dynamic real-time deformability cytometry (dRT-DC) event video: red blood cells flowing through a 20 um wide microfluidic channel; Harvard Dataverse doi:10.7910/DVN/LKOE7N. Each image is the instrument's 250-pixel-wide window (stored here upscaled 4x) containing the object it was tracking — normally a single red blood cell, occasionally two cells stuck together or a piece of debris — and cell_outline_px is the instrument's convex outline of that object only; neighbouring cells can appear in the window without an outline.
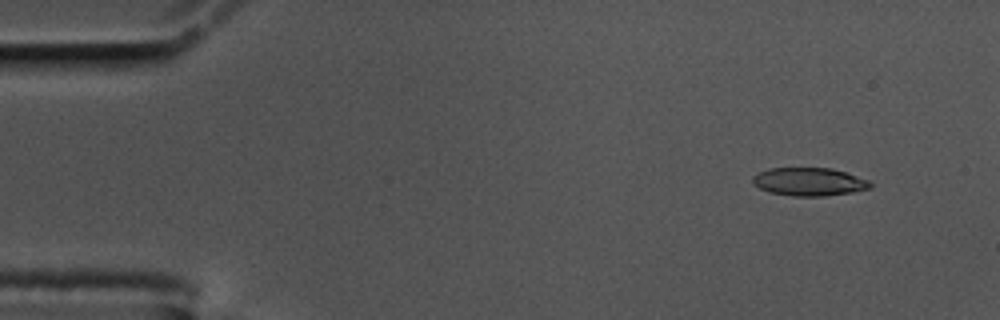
{"species": "common noctule bat (a hibernating species)", "species_latin": "Nyctalus noctula", "temperature_condition": "cold", "stored_images_in_passage": 57, "camera_frame_rate_fps": 3000, "um_per_image_px": 0.085, "animal": {"sex": "male", "body_mass_g": 17.5, "forearm_length_mm": 52.3}, "frame": {"image": 1, "passage_image": 5, "time_ms": 1.333, "image_size_px": [1000, 320], "cell_outline_px": [[872, 188], [852, 192], [824, 196], [792, 196], [768, 192], [760, 188], [752, 180], [752, 176], [768, 168], [832, 168], [868, 180], [872, 184]], "centroid_in_image_um": [68.78, 15.45], "position_along_channel_um": 16.2, "area_um2": 19.19}}
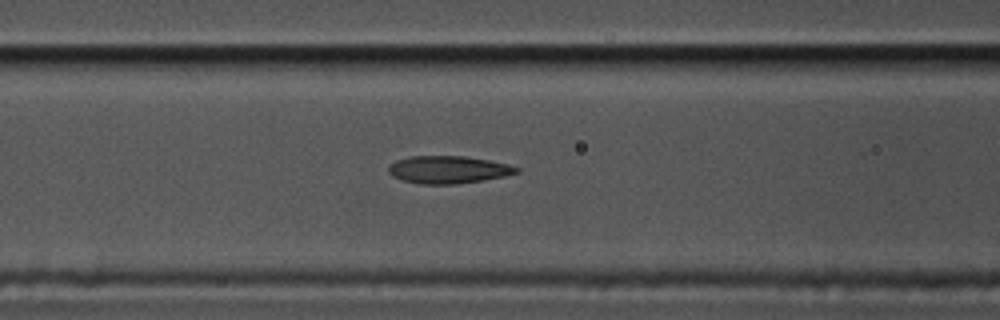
{"frame": {"image": 2, "passage_image": 23, "time_ms": 7.333, "image_size_px": [1000, 320], "cell_outline_px": [[520, 172], [504, 176], [484, 180], [452, 184], [420, 184], [404, 180], [392, 176], [388, 172], [388, 164], [396, 160], [412, 156], [464, 156], [488, 160], [508, 164], [520, 168]], "centroid_in_image_um": [38.09, 14.41], "position_along_channel_um": 128.5, "area_um2": 20.52}}
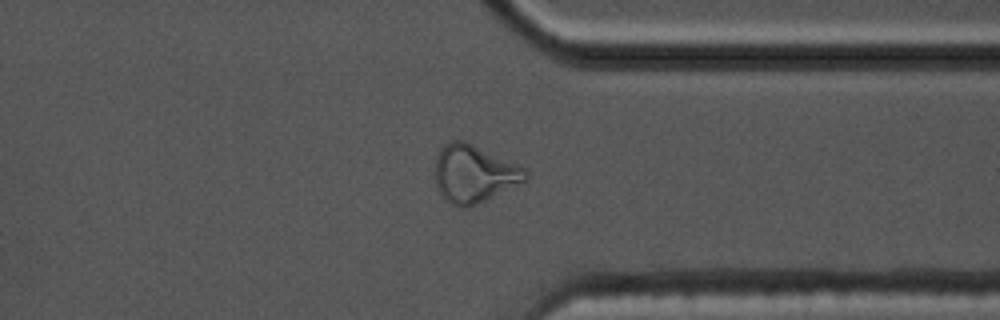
{"frame": {"image": 3, "passage_image": 44, "time_ms": 14.333, "image_size_px": [1000, 320], "cell_outline_px": [[528, 180], [468, 208], [460, 208], [452, 204], [440, 196], [436, 184], [436, 156], [440, 148], [444, 144], [452, 140], [464, 140], [516, 164], [524, 168], [528, 172]], "centroid_in_image_um": [40.27, 14.78], "position_along_channel_um": 371.1, "area_um2": 30.29}, "authors_computed_cell_mechanics": {"area_um2": 20.6924, "velocity_mm_per_s": 3.4952, "shape_relaxation_time_tau1_ms": null, "shape_relaxation_time_tau2_ms": 1.8723, "deformation_change_tau1": null, "deformation_change_tau2": 0.0962}}